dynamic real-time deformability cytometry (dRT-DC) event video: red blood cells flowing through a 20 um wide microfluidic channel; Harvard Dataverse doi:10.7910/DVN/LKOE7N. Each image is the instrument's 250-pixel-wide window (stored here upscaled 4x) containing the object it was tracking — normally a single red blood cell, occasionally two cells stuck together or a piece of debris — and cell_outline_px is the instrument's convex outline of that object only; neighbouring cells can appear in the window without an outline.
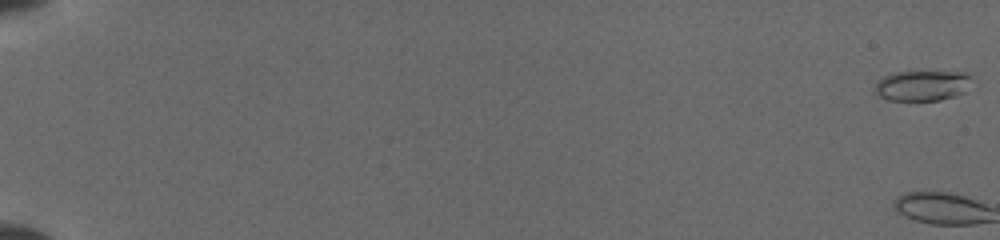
{"species": "common noctule bat (a hibernating species)", "species_latin": "Nyctalus noctula", "temperature_condition": "cold", "stored_images_in_passage": 26, "camera_frame_rate_fps": 3000, "um_per_image_px": 0.085, "animal": {"sex": "female", "body_mass_g": 19.5, "forearm_length_mm": 54.1}, "frame": {"image": 1, "passage_image": 1, "time_ms": 0.0, "image_size_px": [1000, 240], "cell_outline_px": [[968, 76], [964, 92], [956, 96], [940, 100], [888, 100], [872, 92], [872, 88], [884, 76], [892, 72], [964, 72]], "centroid_in_image_um": [78.28, 7.29], "position_along_channel_um": 6.7, "area_um2": 16.88}}
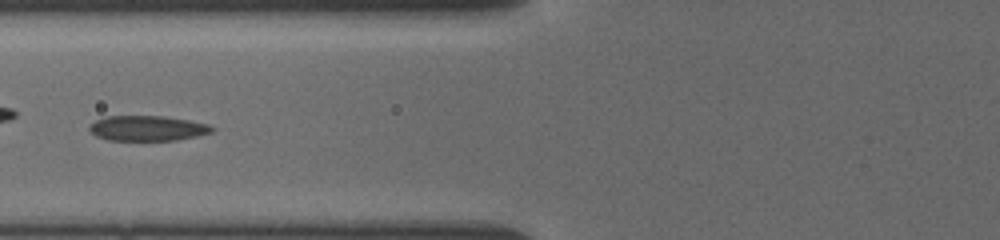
{"frame": {"image": 2, "passage_image": 15, "time_ms": 8.333, "image_size_px": [1000, 240], "cell_outline_px": [[216, 128], [212, 132], [196, 136], [176, 140], [108, 140], [96, 136], [88, 128], [96, 120], [108, 116], [164, 116], [188, 120], [208, 124]], "centroid_in_image_um": [12.56, 10.9], "position_along_channel_um": 113.2, "area_um2": 17.86}}